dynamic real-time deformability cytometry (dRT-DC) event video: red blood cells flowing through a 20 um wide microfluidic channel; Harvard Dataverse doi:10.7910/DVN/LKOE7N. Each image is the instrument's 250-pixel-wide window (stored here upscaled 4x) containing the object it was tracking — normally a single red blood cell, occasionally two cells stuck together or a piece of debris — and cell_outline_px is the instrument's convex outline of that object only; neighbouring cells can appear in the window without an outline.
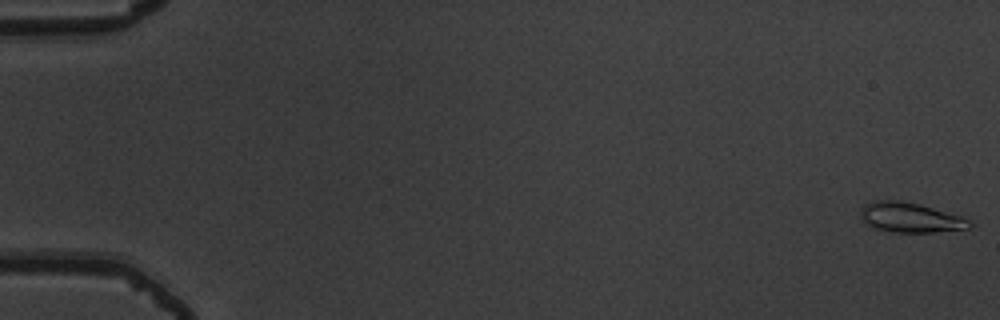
{"species": "common noctule bat (a hibernating species)", "species_latin": "Nyctalus noctula", "temperature_condition": "warm", "stored_images_in_passage": 50, "camera_frame_rate_fps": 3000, "um_per_image_px": 0.085, "animal": {"sex": "male", "body_mass_g": 19.5, "forearm_length_mm": 54.6}, "frame": {"image": 1, "passage_image": 1, "time_ms": 0.0, "image_size_px": [1000, 320], "cell_outline_px": [[972, 228], [932, 232], [892, 232], [872, 228], [860, 220], [860, 212], [864, 204], [872, 200], [900, 200], [920, 204], [960, 216], [968, 220], [972, 224]], "centroid_in_image_um": [77.31, 18.49], "position_along_channel_um": 7.7, "area_um2": 19.13}}
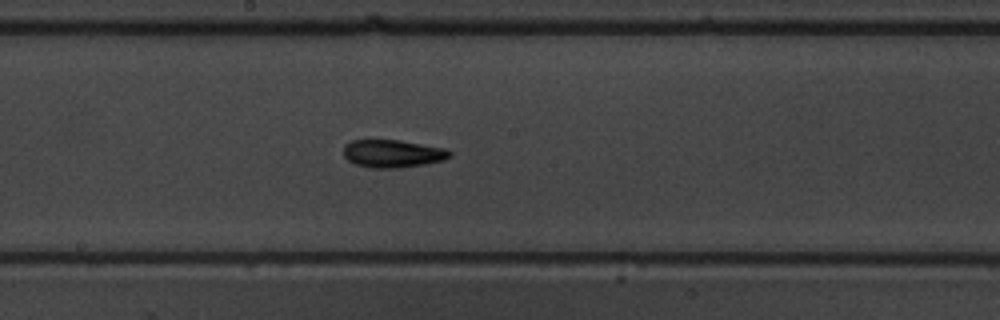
{"frame": {"image": 2, "passage_image": 31, "time_ms": 10.0, "image_size_px": [1000, 320], "cell_outline_px": [[452, 156], [444, 160], [424, 164], [400, 168], [372, 168], [356, 164], [348, 160], [344, 156], [344, 144], [352, 140], [400, 140], [444, 148], [452, 152]], "centroid_in_image_um": [33.38, 13.05], "position_along_channel_um": 214.8, "area_um2": 17.22}}
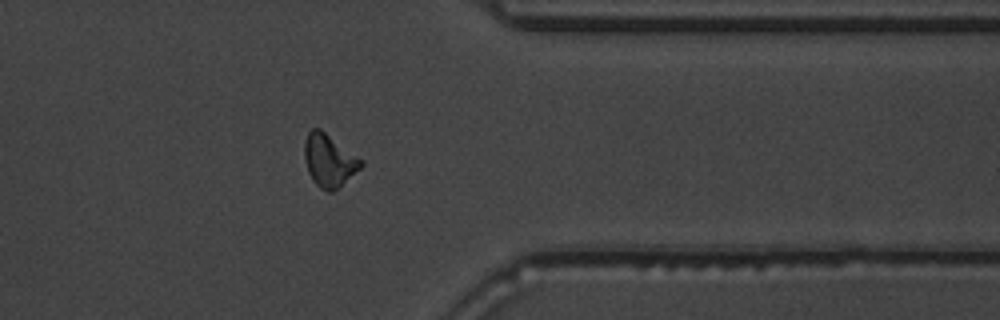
{"frame": {"image": 3, "passage_image": 45, "time_ms": 14.667, "image_size_px": [1000, 320], "cell_outline_px": [[364, 164], [360, 168], [332, 192], [328, 192], [320, 188], [316, 184], [308, 172], [304, 156], [304, 140], [308, 132], [312, 128], [320, 128], [360, 160]], "centroid_in_image_um": [27.91, 13.63], "position_along_channel_um": 383.5, "area_um2": 16.76}}